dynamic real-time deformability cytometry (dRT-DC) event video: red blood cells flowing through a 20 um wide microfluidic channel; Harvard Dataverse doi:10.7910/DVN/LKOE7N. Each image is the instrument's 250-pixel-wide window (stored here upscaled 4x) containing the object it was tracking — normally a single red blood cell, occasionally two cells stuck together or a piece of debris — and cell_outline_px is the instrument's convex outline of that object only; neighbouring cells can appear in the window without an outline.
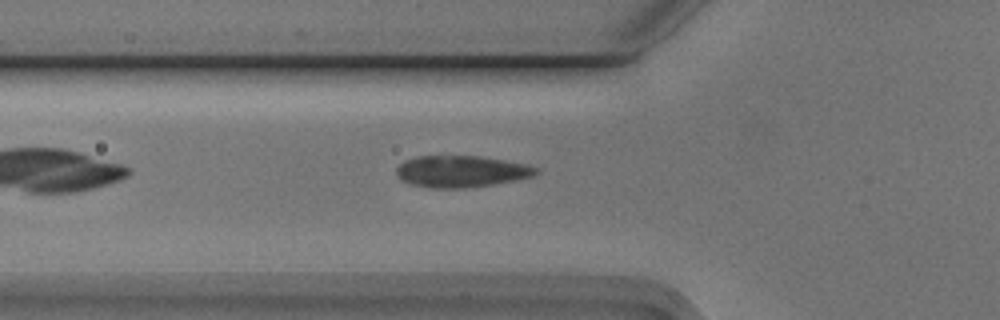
{"species": "Egyptian fruit bat (a non-hibernating species)", "species_latin": "Rousettus aegyptiacus", "temperature_condition": "cold", "stored_images_in_passage": 39, "camera_frame_rate_fps": 3000, "um_per_image_px": 0.085, "animal": {"sex": "male"}, "frame": {"image": 1, "passage_image": 8, "time_ms": 2.333, "image_size_px": [1000, 320], "cell_outline_px": [[540, 172], [536, 176], [516, 180], [492, 184], [464, 188], [428, 188], [412, 184], [400, 180], [396, 176], [396, 168], [404, 160], [416, 156], [476, 156], [504, 160], [524, 164], [540, 168]], "centroid_in_image_um": [39.2, 14.57], "position_along_channel_um": 86.6, "area_um2": 25.89}}
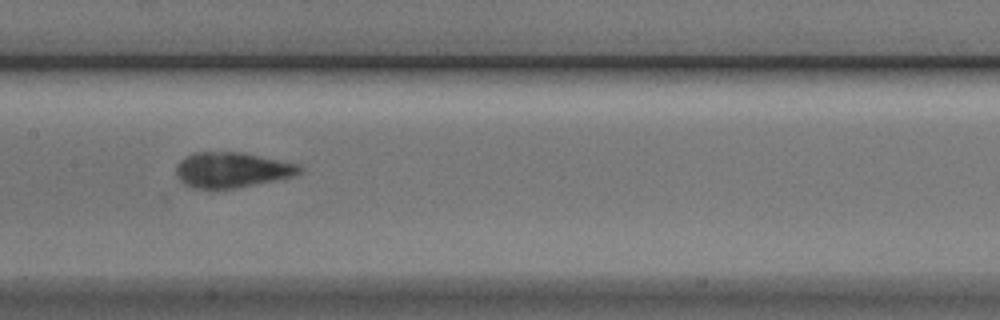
{"frame": {"image": 2, "passage_image": 16, "time_ms": 5.0, "image_size_px": [1000, 320], "cell_outline_px": [[304, 172], [292, 176], [276, 180], [236, 188], [192, 188], [184, 184], [176, 176], [176, 164], [180, 160], [196, 152], [244, 152], [300, 164], [304, 168]], "centroid_in_image_um": [19.75, 14.43], "position_along_channel_um": 187.7, "area_um2": 25.61}}
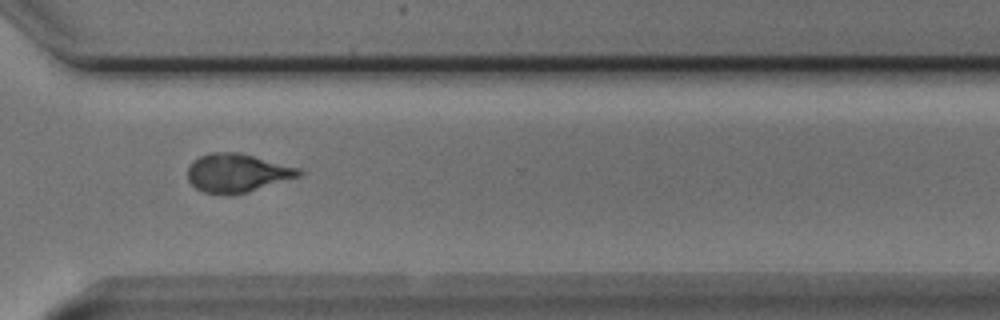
{"frame": {"image": 3, "passage_image": 29, "time_ms": 9.333, "image_size_px": [1000, 320], "cell_outline_px": [[304, 172], [300, 176], [248, 192], [232, 196], [220, 196], [204, 192], [196, 188], [188, 180], [188, 164], [192, 160], [200, 156], [212, 152], [240, 152], [300, 168]], "centroid_in_image_um": [20.14, 14.71], "position_along_channel_um": 350.5, "area_um2": 25.43}}